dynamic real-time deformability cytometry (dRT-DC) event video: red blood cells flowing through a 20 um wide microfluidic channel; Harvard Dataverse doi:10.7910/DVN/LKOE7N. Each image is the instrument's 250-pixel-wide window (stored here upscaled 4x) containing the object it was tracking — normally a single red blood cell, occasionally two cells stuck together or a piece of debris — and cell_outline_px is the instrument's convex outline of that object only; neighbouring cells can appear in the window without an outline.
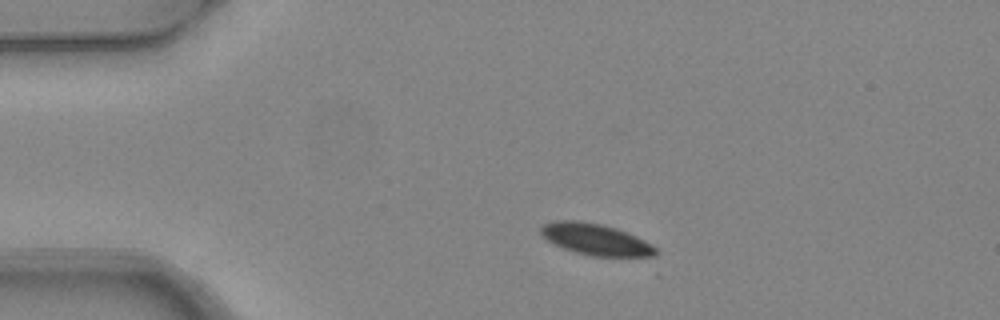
{"species": "common noctule bat (a hibernating species)", "species_latin": "Nyctalus noctula", "temperature_condition": "warm", "stored_images_in_passage": 2, "camera_frame_rate_fps": 3000, "um_per_image_px": 0.085, "animal": {"sex": "female", "body_mass_g": 24.6, "forearm_length_mm": 56.2}, "frame": {"image": 1, "passage_image": 1, "time_ms": 0.0, "image_size_px": [1000, 320], "cell_outline_px": [[660, 252], [656, 256], [592, 256], [576, 252], [564, 248], [548, 240], [540, 232], [540, 228], [544, 224], [552, 220], [580, 220], [600, 224], [616, 228], [636, 236], [652, 244]], "centroid_in_image_um": [50.66, 20.34], "position_along_channel_um": 34.3, "area_um2": 20.92}}